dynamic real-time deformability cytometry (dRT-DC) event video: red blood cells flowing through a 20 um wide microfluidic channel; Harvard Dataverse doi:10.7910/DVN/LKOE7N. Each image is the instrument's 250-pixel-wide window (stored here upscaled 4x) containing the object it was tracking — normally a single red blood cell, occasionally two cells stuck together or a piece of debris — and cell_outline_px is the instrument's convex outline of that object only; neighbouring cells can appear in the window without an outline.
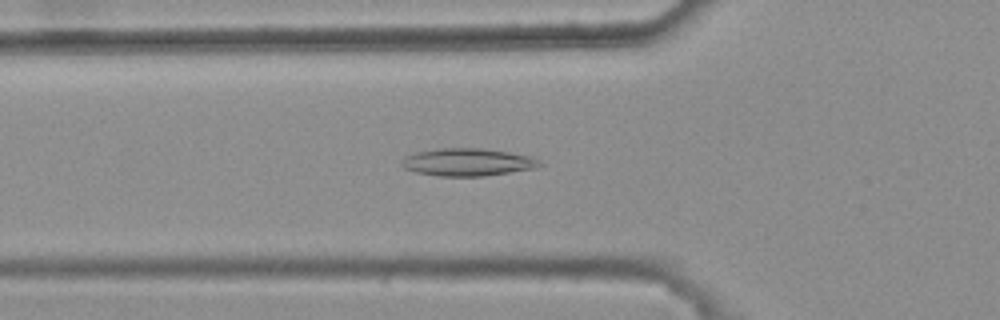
{"species": "common noctule bat (a hibernating species)", "species_latin": "Nyctalus noctula", "temperature_condition": "warm", "stored_images_in_passage": 45, "camera_frame_rate_fps": 3000, "um_per_image_px": 0.085, "animal": {"sex": "female", "body_mass_g": 25.1}, "frame": {"image": 1, "passage_image": 17, "time_ms": 5.333, "image_size_px": [1000, 320], "cell_outline_px": [[544, 164], [536, 168], [484, 176], [440, 176], [416, 172], [404, 168], [400, 164], [404, 156], [416, 152], [436, 148], [480, 148], [508, 152], [532, 156], [540, 160]], "centroid_in_image_um": [39.75, 13.78], "position_along_channel_um": 86.0, "area_um2": 22.31}}
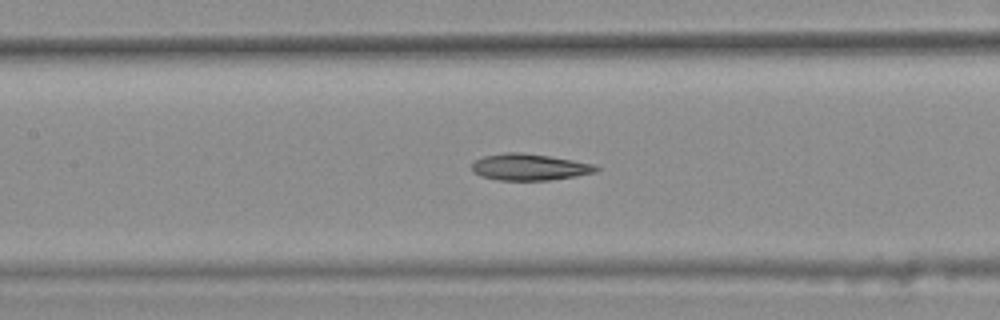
{"frame": {"image": 2, "passage_image": 23, "time_ms": 7.333, "image_size_px": [1000, 320], "cell_outline_px": [[600, 168], [596, 172], [576, 176], [552, 180], [496, 180], [480, 176], [472, 168], [472, 164], [476, 160], [484, 156], [504, 152], [524, 152], [596, 164]], "centroid_in_image_um": [45.03, 14.2], "position_along_channel_um": 162.4, "area_um2": 19.25}}
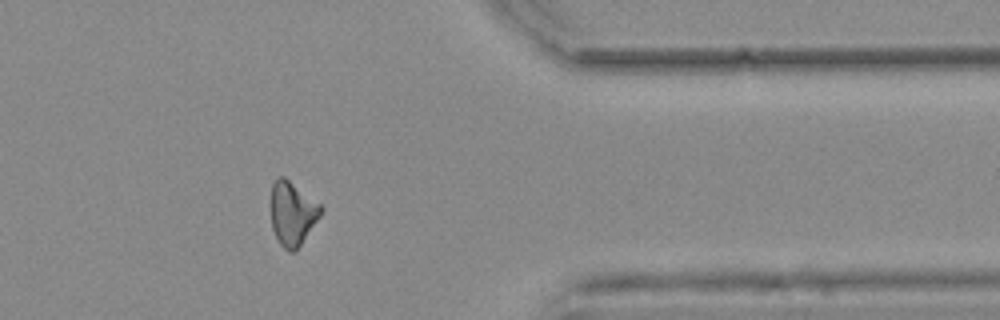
{"frame": {"image": 3, "passage_image": 42, "time_ms": 13.667, "image_size_px": [1000, 320], "cell_outline_px": [[324, 208], [320, 216], [300, 244], [292, 252], [288, 252], [280, 244], [272, 228], [268, 204], [272, 184], [276, 176], [284, 176], [320, 204]], "centroid_in_image_um": [24.79, 18.09], "position_along_channel_um": 386.6, "area_um2": 18.84}, "authors_computed_cell_mechanics": {"area_um2": 19.2474, "velocity_mm_per_s": 3.7938, "shape_relaxation_time_tau1_ms": null, "shape_relaxation_time_tau2_ms": 9.8924, "deformation_change_tau1": null, "deformation_change_tau2": 0.2151}}